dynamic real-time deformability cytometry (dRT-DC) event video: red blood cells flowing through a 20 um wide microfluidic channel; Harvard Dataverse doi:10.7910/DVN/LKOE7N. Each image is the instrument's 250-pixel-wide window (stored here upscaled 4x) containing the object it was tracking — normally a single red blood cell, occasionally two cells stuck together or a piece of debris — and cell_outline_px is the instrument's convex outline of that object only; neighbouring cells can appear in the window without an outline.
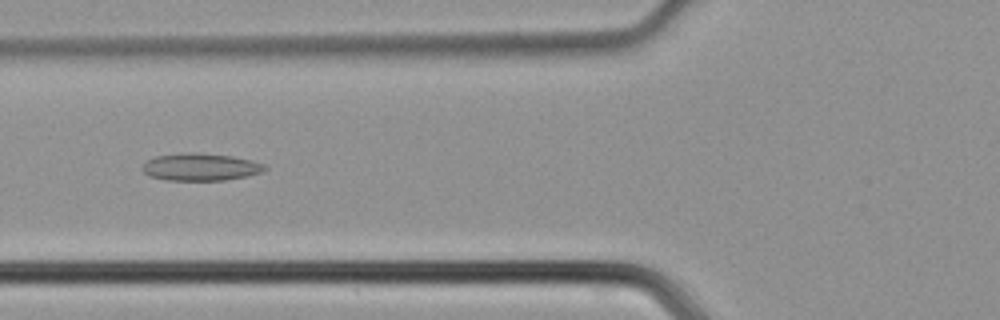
{"species": "common noctule bat (a hibernating species)", "species_latin": "Nyctalus noctula", "temperature_condition": "cold", "stored_images_in_passage": 37, "camera_frame_rate_fps": 3000, "um_per_image_px": 0.085, "animal": {"sex": "male", "body_mass_g": 21.5, "forearm_length_mm": 52.0}, "frame": {"image": 1, "passage_image": 8, "time_ms": 2.333, "image_size_px": [1000, 320], "cell_outline_px": [[268, 168], [264, 172], [248, 176], [224, 180], [168, 180], [148, 176], [140, 168], [148, 160], [156, 156], [192, 152], [232, 156], [252, 160], [264, 164]], "centroid_in_image_um": [17.08, 14.2], "position_along_channel_um": 108.7, "area_um2": 19.54}}
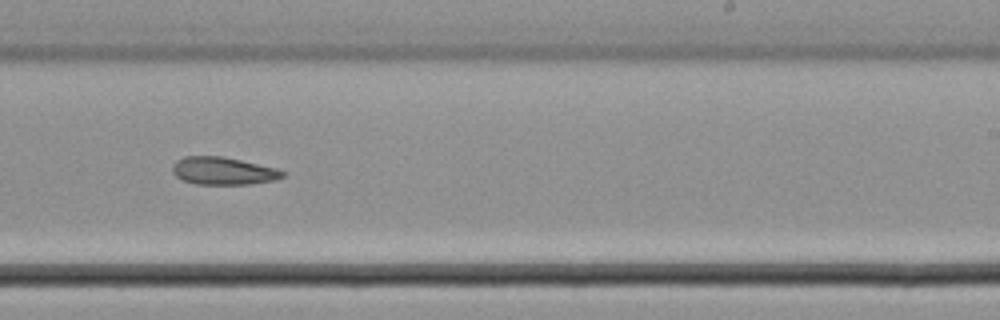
{"frame": {"image": 2, "passage_image": 19, "time_ms": 6.0, "image_size_px": [1000, 320], "cell_outline_px": [[288, 176], [276, 180], [252, 184], [196, 184], [184, 180], [176, 176], [172, 172], [172, 164], [176, 160], [184, 156], [224, 156], [276, 168], [288, 172]], "centroid_in_image_um": [19.02, 14.52], "position_along_channel_um": 270.0, "area_um2": 18.03}}
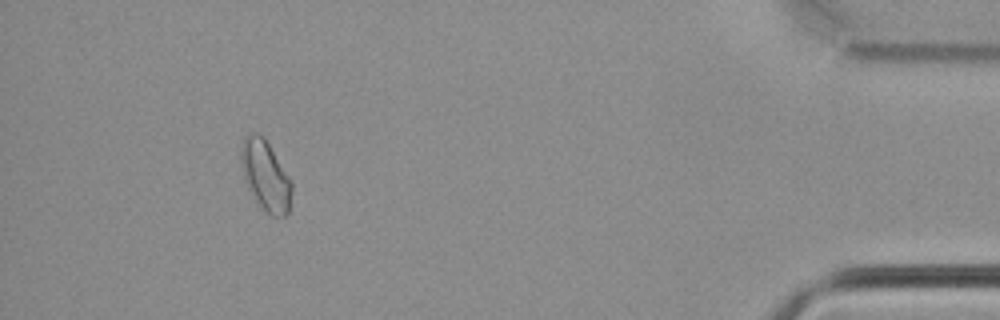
{"frame": {"image": 3, "passage_image": 33, "time_ms": 10.667, "image_size_px": [1000, 320], "cell_outline_px": [[292, 192], [288, 212], [284, 216], [272, 216], [260, 204], [248, 188], [244, 180], [240, 152], [240, 148], [244, 136], [248, 132], [256, 132], [264, 136], [292, 180]], "centroid_in_image_um": [22.57, 14.85], "position_along_channel_um": 412.6, "area_um2": 20.75}}